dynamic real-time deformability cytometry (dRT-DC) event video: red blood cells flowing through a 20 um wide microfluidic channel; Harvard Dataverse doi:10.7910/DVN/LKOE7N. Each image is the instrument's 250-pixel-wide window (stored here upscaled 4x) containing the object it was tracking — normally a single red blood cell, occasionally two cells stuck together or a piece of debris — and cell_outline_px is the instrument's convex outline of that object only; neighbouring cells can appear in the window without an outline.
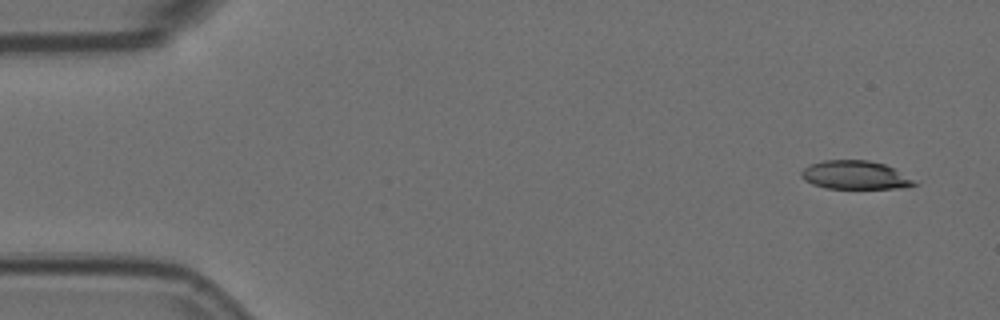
{"species": "Egyptian fruit bat (a non-hibernating species)", "species_latin": "Rousettus aegyptiacus", "temperature_condition": "room temperature", "stored_images_in_passage": 6, "camera_frame_rate_fps": 3000, "um_per_image_px": 0.085, "animal": {"sex": "female"}, "frame": {"image": 1, "passage_image": 1, "time_ms": 0.0, "image_size_px": [1000, 320], "cell_outline_px": [[920, 184], [904, 188], [824, 188], [812, 184], [804, 180], [800, 176], [800, 172], [804, 168], [812, 164], [824, 160], [868, 160], [884, 164], [892, 168]], "centroid_in_image_um": [72.65, 14.89], "position_along_channel_um": 12.3, "area_um2": 18.61}}
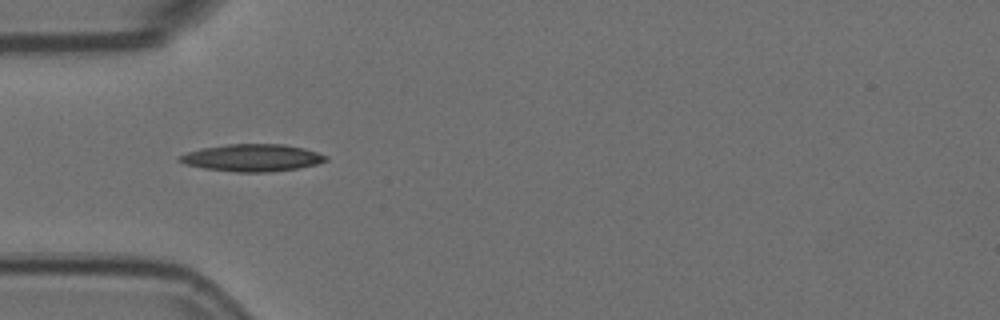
{"frame": {"image": 2, "passage_image": 5, "time_ms": 1.333, "image_size_px": [1000, 320], "cell_outline_px": [[328, 160], [316, 164], [296, 168], [268, 172], [236, 172], [204, 168], [184, 164], [176, 160], [176, 156], [200, 148], [228, 144], [284, 144], [304, 148], [328, 156]], "centroid_in_image_um": [21.39, 13.4], "position_along_channel_um": 63.6, "area_um2": 23.24}}
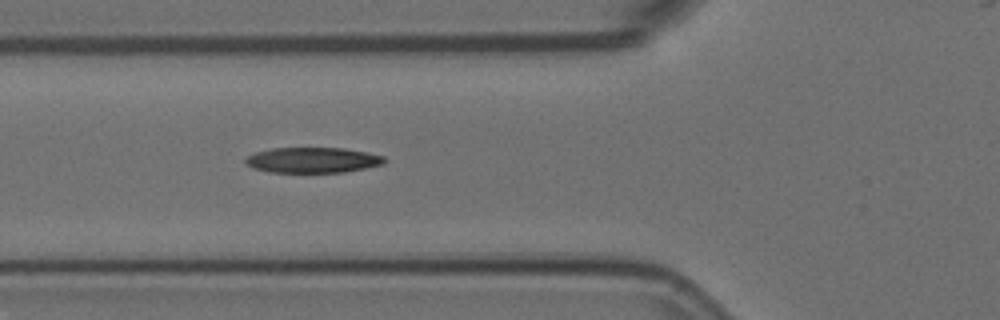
{"frame": {"image": 3, "passage_image": 6, "time_ms": 1.667, "image_size_px": [1000, 320], "cell_outline_px": [[388, 160], [384, 164], [344, 172], [268, 172], [252, 168], [244, 164], [244, 160], [248, 156], [256, 152], [272, 148], [344, 148], [368, 152], [384, 156]], "centroid_in_image_um": [26.58, 13.6], "position_along_channel_um": 99.2, "area_um2": 20.75}}